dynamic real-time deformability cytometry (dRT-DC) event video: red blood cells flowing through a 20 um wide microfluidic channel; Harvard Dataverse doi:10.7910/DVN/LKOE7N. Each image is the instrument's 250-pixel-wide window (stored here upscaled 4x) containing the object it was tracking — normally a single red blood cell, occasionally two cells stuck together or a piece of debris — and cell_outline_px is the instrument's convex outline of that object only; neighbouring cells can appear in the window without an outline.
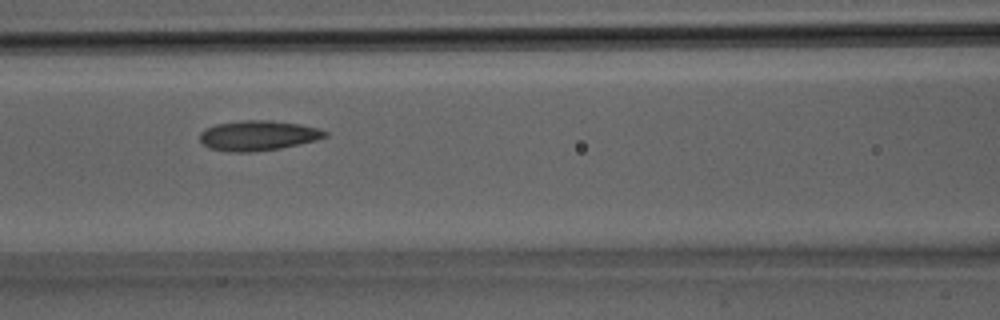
{"species": "Egyptian fruit bat (a non-hibernating species)", "species_latin": "Rousettus aegyptiacus", "temperature_condition": "room temperature", "stored_images_in_passage": 24, "camera_frame_rate_fps": 3000, "um_per_image_px": 0.085, "animal": {"sex": "male"}, "frame": {"image": 1, "passage_image": 7, "time_ms": 2.0, "image_size_px": [1000, 320], "cell_outline_px": [[328, 136], [316, 140], [300, 144], [280, 148], [252, 152], [228, 152], [208, 148], [200, 140], [200, 132], [204, 128], [216, 124], [244, 120], [272, 120], [300, 124], [320, 128], [328, 132]], "centroid_in_image_um": [21.94, 11.52], "position_along_channel_um": 144.7, "area_um2": 22.14}}
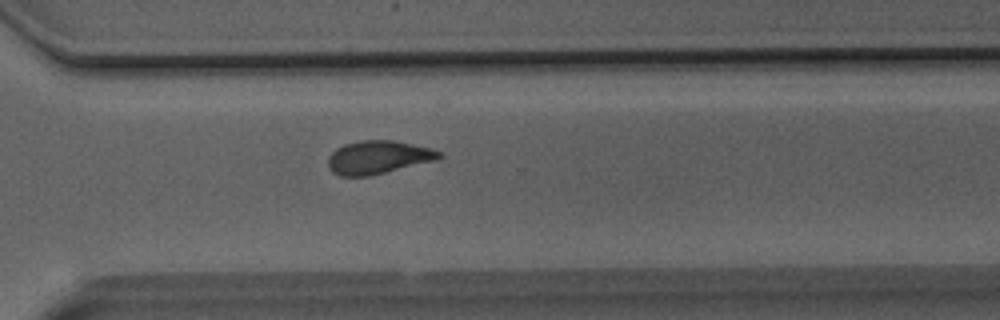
{"frame": {"image": 2, "passage_image": 16, "time_ms": 5.0, "image_size_px": [1000, 320], "cell_outline_px": [[444, 156], [436, 160], [368, 176], [340, 176], [332, 172], [328, 168], [328, 156], [336, 148], [344, 144], [360, 140], [392, 140], [432, 148], [440, 152]], "centroid_in_image_um": [32.12, 13.36], "position_along_channel_um": 338.5, "area_um2": 21.5}}
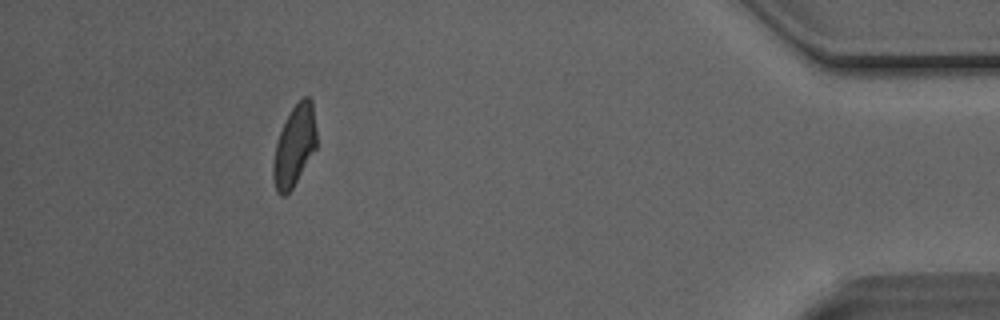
{"frame": {"image": 3, "passage_image": 22, "time_ms": 7.0, "image_size_px": [1000, 320], "cell_outline_px": [[316, 148], [292, 188], [284, 196], [280, 196], [276, 192], [272, 176], [272, 164], [276, 144], [280, 132], [292, 108], [304, 96], [308, 96], [312, 100], [316, 128]], "centroid_in_image_um": [25.02, 12.42], "position_along_channel_um": 410.2, "area_um2": 20.23}}